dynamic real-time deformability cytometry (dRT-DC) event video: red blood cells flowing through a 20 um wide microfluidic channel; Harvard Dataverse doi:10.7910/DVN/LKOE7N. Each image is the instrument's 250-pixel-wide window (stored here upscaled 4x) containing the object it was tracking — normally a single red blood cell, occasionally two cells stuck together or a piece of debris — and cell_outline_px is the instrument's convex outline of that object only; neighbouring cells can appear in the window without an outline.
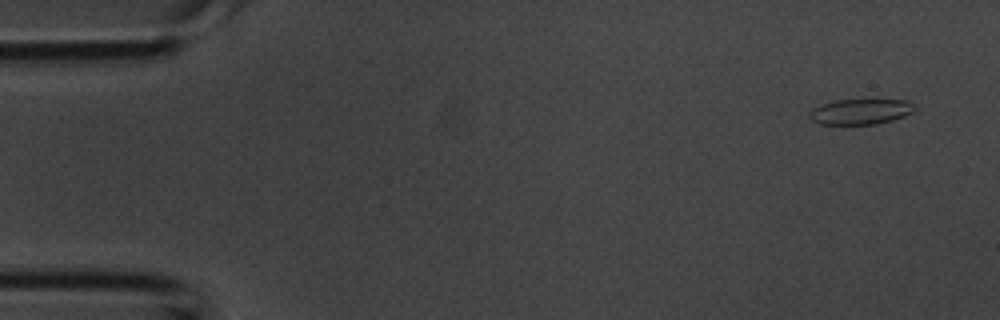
{"species": "common noctule bat (a hibernating species)", "species_latin": "Nyctalus noctula", "temperature_condition": "room temperature", "stored_images_in_passage": 3, "camera_frame_rate_fps": 3000, "um_per_image_px": 0.085, "animal": {"sex": "male", "body_mass_g": 20.1, "forearm_length_mm": 53.5}, "frame": {"image": 1, "passage_image": 1, "time_ms": 0.0, "image_size_px": [1000, 320], "cell_outline_px": [[916, 108], [912, 112], [904, 116], [892, 120], [876, 124], [820, 124], [812, 120], [808, 116], [808, 112], [812, 108], [820, 104], [832, 100], [872, 96], [904, 100], [912, 104]], "centroid_in_image_um": [73.13, 9.42], "position_along_channel_um": 11.9, "area_um2": 16.65}}